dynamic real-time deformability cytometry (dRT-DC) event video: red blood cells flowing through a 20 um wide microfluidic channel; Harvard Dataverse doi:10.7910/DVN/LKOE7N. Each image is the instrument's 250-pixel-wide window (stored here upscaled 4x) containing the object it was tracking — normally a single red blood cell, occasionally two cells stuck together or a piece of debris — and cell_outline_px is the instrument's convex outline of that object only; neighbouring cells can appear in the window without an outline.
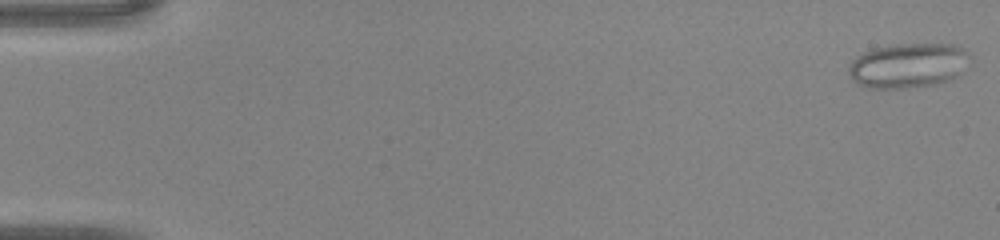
{"species": "common noctule bat (a hibernating species)", "species_latin": "Nyctalus noctula", "temperature_condition": "warm", "stored_images_in_passage": 46, "camera_frame_rate_fps": 3000, "um_per_image_px": 0.085, "animal": {"sex": "male", "body_mass_g": 20.0, "forearm_length_mm": 53.3}, "frame": {"image": 1, "passage_image": 1, "time_ms": 0.0, "image_size_px": [1000, 240], "cell_outline_px": [[968, 56], [960, 72], [956, 76], [948, 80], [932, 84], [904, 88], [868, 88], [856, 84], [852, 80], [848, 72], [848, 68], [852, 60], [856, 56], [872, 48], [892, 44], [956, 44], [968, 52]], "centroid_in_image_um": [77.1, 5.55], "position_along_channel_um": 7.9, "area_um2": 31.44}}
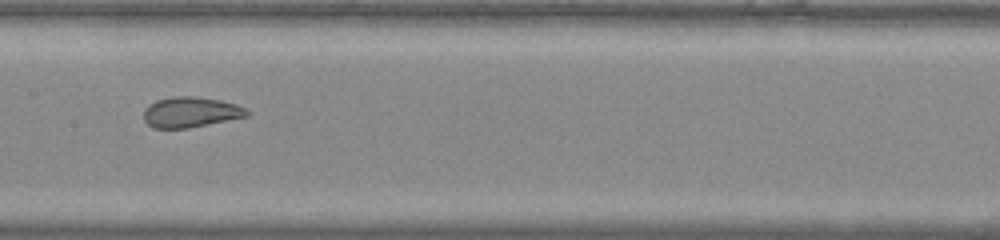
{"frame": {"image": 2, "passage_image": 24, "time_ms": 7.667, "image_size_px": [1000, 240], "cell_outline_px": [[252, 112], [248, 116], [188, 128], [152, 128], [144, 120], [144, 108], [156, 100], [172, 96], [196, 96], [220, 100], [236, 104]], "centroid_in_image_um": [16.2, 9.53], "position_along_channel_um": 191.2, "area_um2": 18.38}}
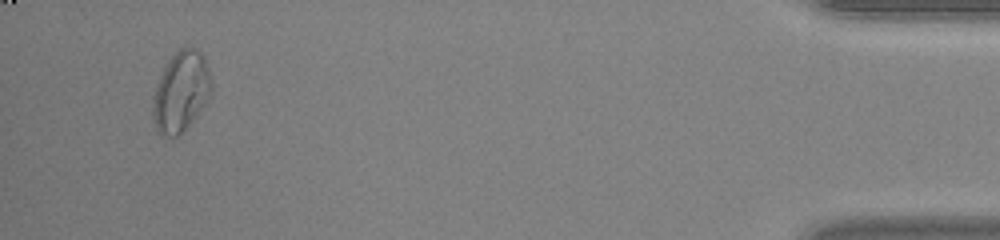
{"frame": {"image": 3, "passage_image": 44, "time_ms": 14.333, "image_size_px": [1000, 240], "cell_outline_px": [[212, 92], [196, 116], [184, 132], [176, 136], [164, 136], [156, 128], [152, 112], [152, 96], [160, 76], [168, 60], [180, 48], [196, 48], [204, 56], [208, 68], [212, 84]], "centroid_in_image_um": [15.38, 7.79], "position_along_channel_um": 419.8, "area_um2": 27.28}}